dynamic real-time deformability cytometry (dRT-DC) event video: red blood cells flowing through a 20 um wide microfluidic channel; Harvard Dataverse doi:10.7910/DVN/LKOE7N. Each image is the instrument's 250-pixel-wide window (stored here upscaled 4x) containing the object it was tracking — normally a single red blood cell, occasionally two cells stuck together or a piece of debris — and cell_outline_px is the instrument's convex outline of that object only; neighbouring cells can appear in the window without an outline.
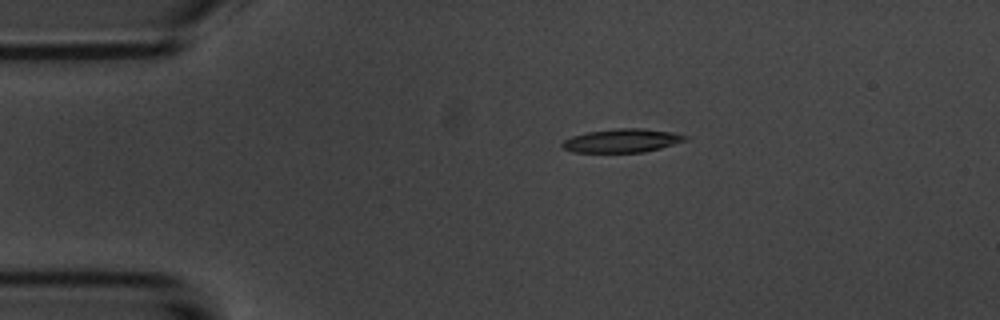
{"species": "common noctule bat (a hibernating species)", "species_latin": "Nyctalus noctula", "temperature_condition": "room temperature", "stored_images_in_passage": 3, "camera_frame_rate_fps": 3000, "um_per_image_px": 0.085, "animal": {"sex": "male", "body_mass_g": 20.1, "forearm_length_mm": 53.5}, "frame": {"image": 1, "passage_image": 1, "time_ms": 0.0, "image_size_px": [1000, 320], "cell_outline_px": [[688, 140], [660, 148], [644, 152], [572, 152], [564, 148], [560, 144], [564, 140], [572, 136], [588, 132], [616, 128], [644, 128], [672, 132], [688, 136]], "centroid_in_image_um": [52.89, 11.95], "position_along_channel_um": 32.1, "area_um2": 16.88}}
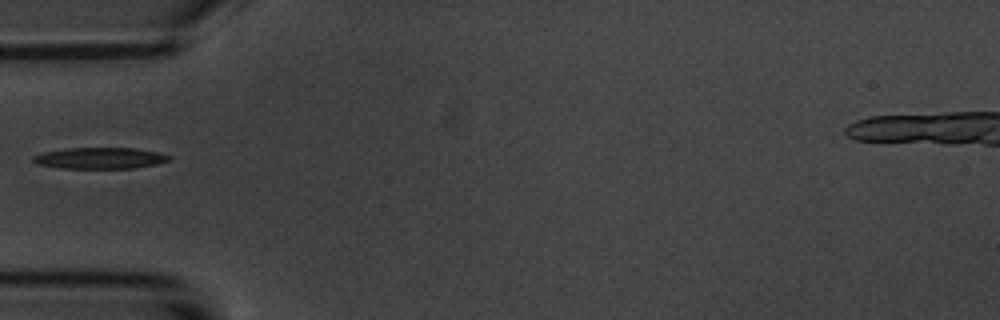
{"frame": {"image": 2, "passage_image": 3, "time_ms": 2.333, "image_size_px": [1000, 320], "cell_outline_px": [[172, 160], [156, 164], [136, 168], [60, 168], [36, 164], [32, 160], [32, 156], [44, 152], [68, 148], [136, 148], [160, 152], [172, 156]], "centroid_in_image_um": [8.54, 13.44], "position_along_channel_um": 76.5, "area_um2": 16.99}}